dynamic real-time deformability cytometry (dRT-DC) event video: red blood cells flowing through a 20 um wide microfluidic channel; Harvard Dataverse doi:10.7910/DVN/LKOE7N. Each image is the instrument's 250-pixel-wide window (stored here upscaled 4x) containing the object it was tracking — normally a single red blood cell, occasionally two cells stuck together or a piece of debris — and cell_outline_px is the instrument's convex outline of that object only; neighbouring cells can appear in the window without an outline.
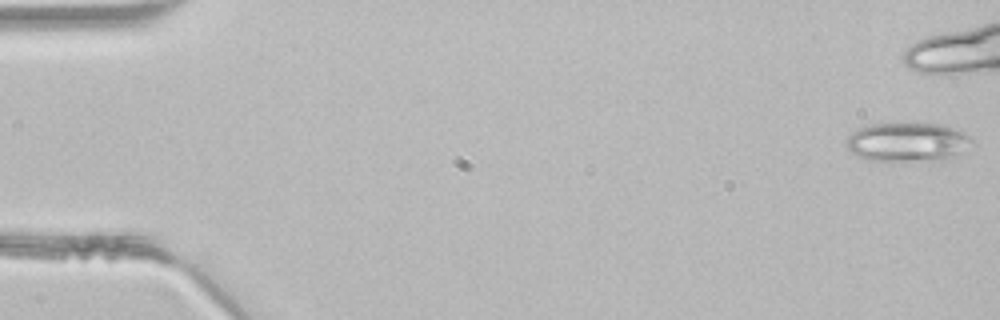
{"species": "common noctule bat (a hibernating species)", "species_latin": "Nyctalus noctula", "temperature_condition": "room temperature", "stored_images_in_passage": 36, "camera_frame_rate_fps": 3000, "um_per_image_px": 0.085, "animal": {"sex": "male", "body_mass_g": 21.5, "forearm_length_mm": 52.0}, "frame": {"image": 1, "passage_image": 1, "time_ms": 0.0, "image_size_px": [1000, 320], "cell_outline_px": [[972, 140], [952, 156], [944, 160], [868, 160], [852, 152], [848, 148], [844, 140], [852, 132], [868, 124], [940, 124], [964, 132]], "centroid_in_image_um": [77.05, 12.06], "position_along_channel_um": 8.0, "area_um2": 27.69}}
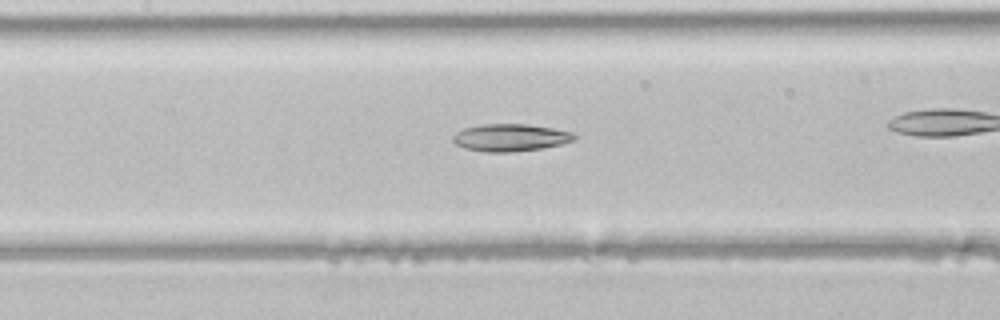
{"frame": {"image": 2, "passage_image": 21, "time_ms": 6.667, "image_size_px": [1000, 320], "cell_outline_px": [[576, 140], [544, 148], [512, 152], [484, 152], [464, 148], [456, 144], [452, 140], [452, 136], [456, 132], [464, 128], [480, 124], [528, 124], [552, 128], [572, 132], [576, 136]], "centroid_in_image_um": [43.37, 11.69], "position_along_channel_um": 164.0, "area_um2": 19.48}}
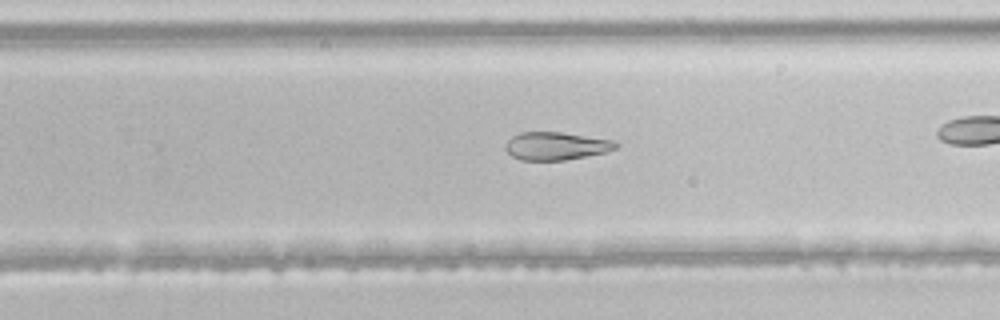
{"frame": {"image": 3, "passage_image": 29, "time_ms": 9.333, "image_size_px": [1000, 320], "cell_outline_px": [[620, 144], [616, 148], [604, 152], [564, 160], [520, 160], [512, 156], [504, 148], [508, 140], [512, 136], [520, 132], [560, 132], [612, 140]], "centroid_in_image_um": [47.23, 12.4], "position_along_channel_um": 282.6, "area_um2": 17.74}}